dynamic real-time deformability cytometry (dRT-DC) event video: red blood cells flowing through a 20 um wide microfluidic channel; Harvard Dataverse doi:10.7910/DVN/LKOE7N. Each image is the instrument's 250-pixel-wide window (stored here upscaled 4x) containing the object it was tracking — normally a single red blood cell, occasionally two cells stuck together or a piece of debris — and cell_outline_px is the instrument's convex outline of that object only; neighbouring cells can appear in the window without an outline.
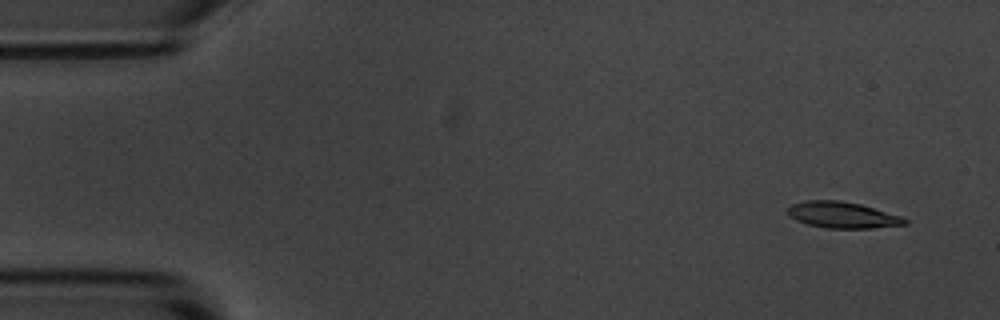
{"species": "common noctule bat (a hibernating species)", "species_latin": "Nyctalus noctula", "temperature_condition": "room temperature", "stored_images_in_passage": 10, "camera_frame_rate_fps": 3000, "um_per_image_px": 0.085, "animal": {"sex": "male", "body_mass_g": 20.1, "forearm_length_mm": 53.5}, "frame": {"image": 1, "passage_image": 1, "time_ms": 0.0, "image_size_px": [1000, 320], "cell_outline_px": [[908, 224], [872, 228], [824, 228], [808, 224], [796, 220], [788, 216], [788, 208], [792, 204], [804, 200], [840, 200], [860, 204], [904, 216], [908, 220]], "centroid_in_image_um": [71.63, 18.27], "position_along_channel_um": 13.4, "area_um2": 18.09}}